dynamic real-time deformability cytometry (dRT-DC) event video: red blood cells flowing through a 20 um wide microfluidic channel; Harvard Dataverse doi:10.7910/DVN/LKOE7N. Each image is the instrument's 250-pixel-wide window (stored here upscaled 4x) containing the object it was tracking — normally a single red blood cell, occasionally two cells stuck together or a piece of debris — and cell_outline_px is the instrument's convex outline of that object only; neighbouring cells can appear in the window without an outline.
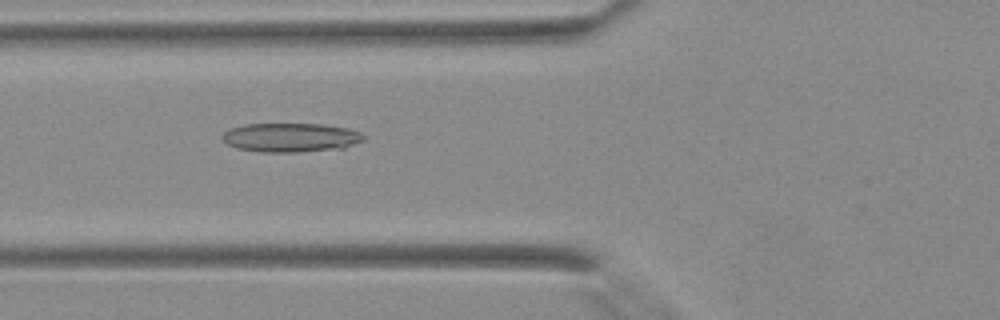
{"species": "Egyptian fruit bat (a non-hibernating species)", "species_latin": "Rousettus aegyptiacus", "temperature_condition": "warm", "stored_images_in_passage": 42, "camera_frame_rate_fps": 3000, "um_per_image_px": 0.085, "animal": {"sex": "female"}, "frame": {"image": 1, "passage_image": 17, "time_ms": 5.333, "image_size_px": [1000, 320], "cell_outline_px": [[364, 140], [344, 148], [296, 152], [260, 152], [236, 148], [228, 144], [220, 136], [228, 128], [244, 124], [320, 124], [348, 128], [360, 132], [364, 136]], "centroid_in_image_um": [24.68, 11.68], "position_along_channel_um": 101.1, "area_um2": 23.99}}
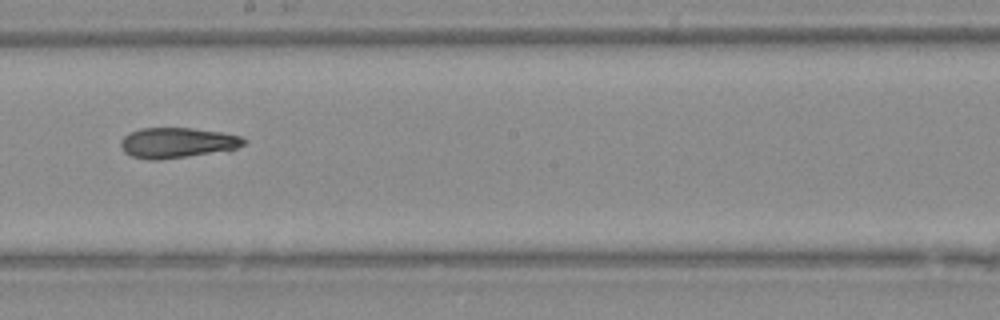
{"frame": {"image": 2, "passage_image": 25, "time_ms": 8.0, "image_size_px": [1000, 320], "cell_outline_px": [[248, 140], [244, 144], [228, 152], [160, 160], [148, 160], [132, 156], [124, 152], [120, 144], [120, 140], [128, 132], [140, 128], [192, 128], [220, 132], [240, 136]], "centroid_in_image_um": [15.09, 12.15], "position_along_channel_um": 233.1, "area_um2": 22.31}}
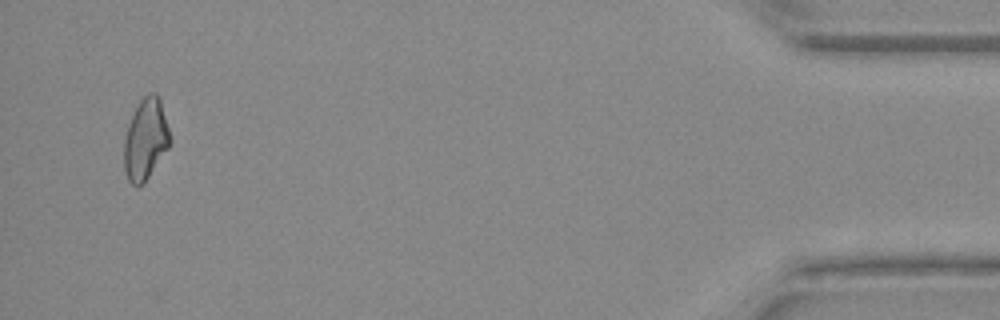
{"frame": {"image": 3, "passage_image": 41, "time_ms": 13.333, "image_size_px": [1000, 320], "cell_outline_px": [[172, 140], [168, 148], [148, 176], [140, 184], [132, 184], [128, 180], [124, 168], [124, 140], [132, 116], [140, 100], [148, 92], [156, 92], [160, 100]], "centroid_in_image_um": [12.38, 11.8], "position_along_channel_um": 422.8, "area_um2": 21.21}}